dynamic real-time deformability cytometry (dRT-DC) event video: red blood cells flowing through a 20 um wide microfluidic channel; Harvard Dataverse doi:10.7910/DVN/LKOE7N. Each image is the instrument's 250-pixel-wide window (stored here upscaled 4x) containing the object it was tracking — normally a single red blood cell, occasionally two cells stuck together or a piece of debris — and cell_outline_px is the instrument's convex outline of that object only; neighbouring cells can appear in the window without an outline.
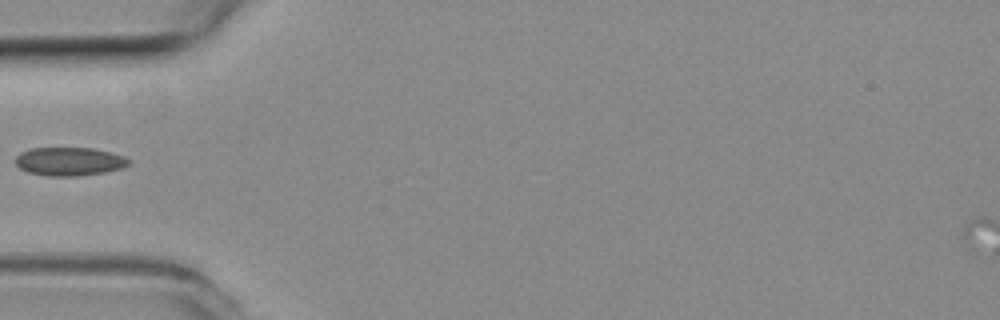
{"species": "common noctule bat (a hibernating species)", "species_latin": "Nyctalus noctula", "temperature_condition": "room temperature", "stored_images_in_passage": 36, "camera_frame_rate_fps": 3000, "um_per_image_px": 0.085, "animal": {"sex": "female", "body_mass_g": 19.3, "forearm_length_mm": 54.1}, "frame": {"image": 1, "passage_image": 1, "time_ms": 0.0, "image_size_px": [1000, 320], "cell_outline_px": [[132, 160], [128, 164], [120, 168], [104, 172], [76, 176], [44, 176], [28, 172], [20, 168], [16, 164], [16, 156], [20, 152], [32, 148], [92, 148], [112, 152], [124, 156]], "centroid_in_image_um": [5.89, 13.72], "position_along_channel_um": 79.1, "area_um2": 18.79}}
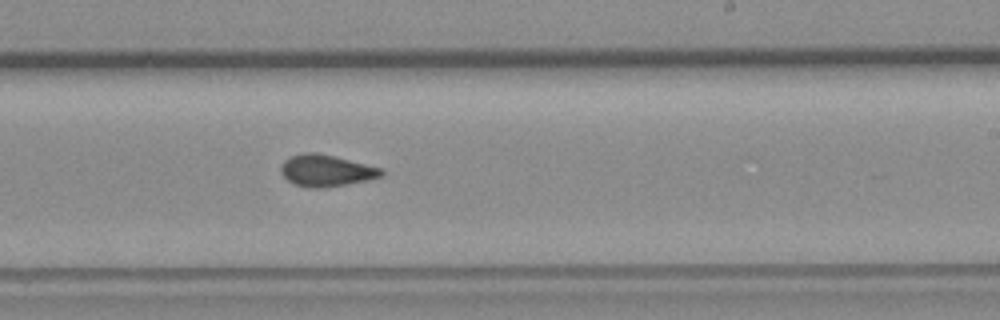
{"frame": {"image": 2, "passage_image": 15, "time_ms": 4.667, "image_size_px": [1000, 320], "cell_outline_px": [[384, 176], [368, 180], [348, 184], [324, 188], [308, 188], [296, 184], [288, 180], [280, 172], [280, 164], [284, 160], [292, 156], [304, 152], [316, 152], [380, 168], [384, 172]], "centroid_in_image_um": [27.7, 14.51], "position_along_channel_um": 261.3, "area_um2": 18.44}}
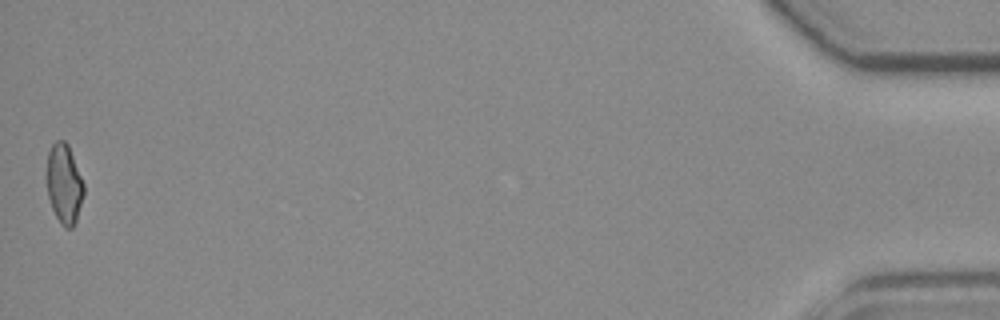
{"frame": {"image": 3, "passage_image": 36, "time_ms": 11.667, "image_size_px": [1000, 320], "cell_outline_px": [[84, 192], [76, 220], [72, 228], [64, 228], [60, 224], [52, 208], [48, 196], [48, 152], [52, 144], [56, 140], [64, 140], [68, 144], [84, 184]], "centroid_in_image_um": [5.46, 15.63], "position_along_channel_um": 429.7, "area_um2": 16.88}}